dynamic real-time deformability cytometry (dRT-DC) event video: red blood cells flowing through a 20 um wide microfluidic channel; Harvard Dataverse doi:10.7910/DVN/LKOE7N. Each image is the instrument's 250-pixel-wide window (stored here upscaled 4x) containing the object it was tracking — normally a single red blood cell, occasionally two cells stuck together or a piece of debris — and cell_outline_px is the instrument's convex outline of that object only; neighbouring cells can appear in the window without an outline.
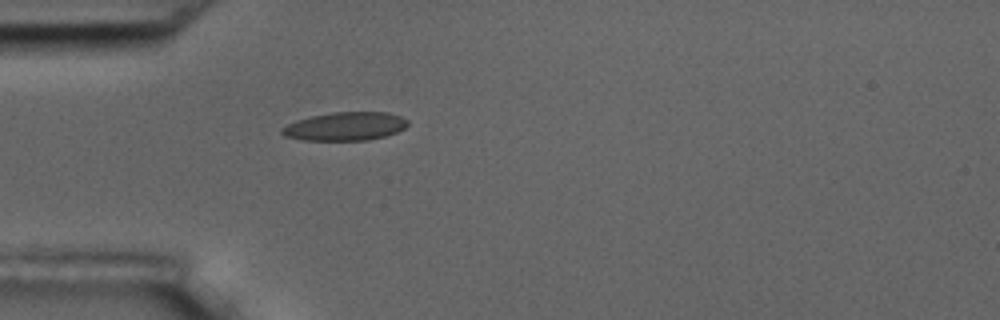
{"species": "common noctule bat (a hibernating species)", "species_latin": "Nyctalus noctula", "temperature_condition": "room temperature", "stored_images_in_passage": 1, "camera_frame_rate_fps": 3000, "um_per_image_px": 0.085, "animal": {"sex": "male", "body_mass_g": 17.5, "forearm_length_mm": 52.3}, "frame": {"image": 1, "passage_image": 1, "time_ms": 0.0, "image_size_px": [1000, 320], "cell_outline_px": [[408, 124], [404, 128], [396, 132], [384, 136], [368, 140], [300, 140], [284, 136], [280, 132], [280, 128], [296, 120], [312, 116], [332, 112], [388, 112], [400, 116], [408, 120]], "centroid_in_image_um": [29.31, 10.74], "position_along_channel_um": 55.7, "area_um2": 20.87}}